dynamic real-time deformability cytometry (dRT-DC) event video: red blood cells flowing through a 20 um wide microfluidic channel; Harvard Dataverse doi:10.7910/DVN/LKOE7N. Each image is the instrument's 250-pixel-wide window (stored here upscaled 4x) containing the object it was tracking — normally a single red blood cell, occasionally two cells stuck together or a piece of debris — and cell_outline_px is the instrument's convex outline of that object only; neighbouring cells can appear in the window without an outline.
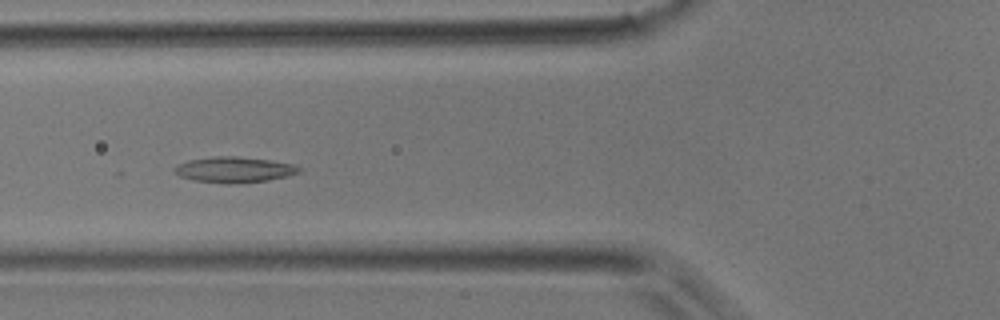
{"species": "common noctule bat (a hibernating species)", "species_latin": "Nyctalus noctula", "temperature_condition": "room temperature", "stored_images_in_passage": 25, "camera_frame_rate_fps": 3000, "um_per_image_px": 0.085, "animal": {"sex": "male", "body_mass_g": 17.9}, "frame": {"image": 1, "passage_image": 5, "time_ms": 1.333, "image_size_px": [1000, 320], "cell_outline_px": [[300, 172], [288, 176], [268, 180], [228, 184], [196, 180], [180, 176], [172, 168], [188, 160], [216, 156], [236, 156], [268, 160], [292, 164], [300, 168]], "centroid_in_image_um": [19.91, 14.42], "position_along_channel_um": 105.9, "area_um2": 18.32}}
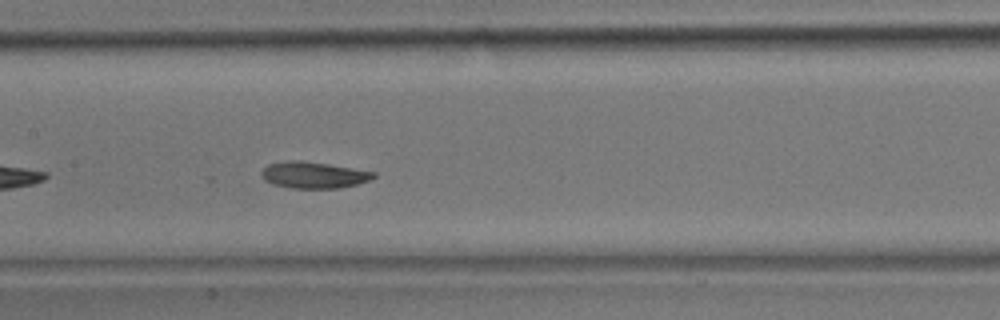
{"frame": {"image": 2, "passage_image": 10, "time_ms": 3.0, "image_size_px": [1000, 320], "cell_outline_px": [[376, 176], [368, 180], [356, 184], [340, 188], [292, 188], [272, 184], [264, 180], [260, 176], [260, 172], [268, 164], [288, 160], [300, 160], [328, 164], [376, 172]], "centroid_in_image_um": [26.61, 14.87], "position_along_channel_um": 180.8, "area_um2": 17.28}}
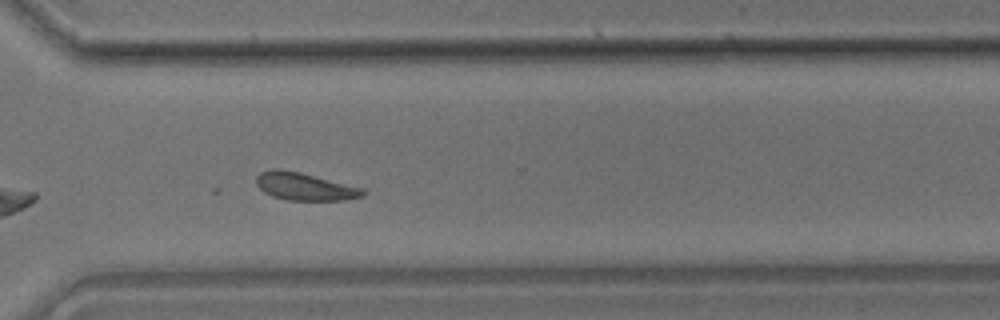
{"frame": {"image": 3, "passage_image": 21, "time_ms": 6.667, "image_size_px": [1000, 320], "cell_outline_px": [[368, 192], [364, 196], [344, 200], [288, 200], [272, 196], [264, 192], [256, 184], [256, 176], [260, 172], [272, 168], [280, 168], [300, 172], [364, 188]], "centroid_in_image_um": [25.91, 15.84], "position_along_channel_um": 344.7, "area_um2": 17.34}}